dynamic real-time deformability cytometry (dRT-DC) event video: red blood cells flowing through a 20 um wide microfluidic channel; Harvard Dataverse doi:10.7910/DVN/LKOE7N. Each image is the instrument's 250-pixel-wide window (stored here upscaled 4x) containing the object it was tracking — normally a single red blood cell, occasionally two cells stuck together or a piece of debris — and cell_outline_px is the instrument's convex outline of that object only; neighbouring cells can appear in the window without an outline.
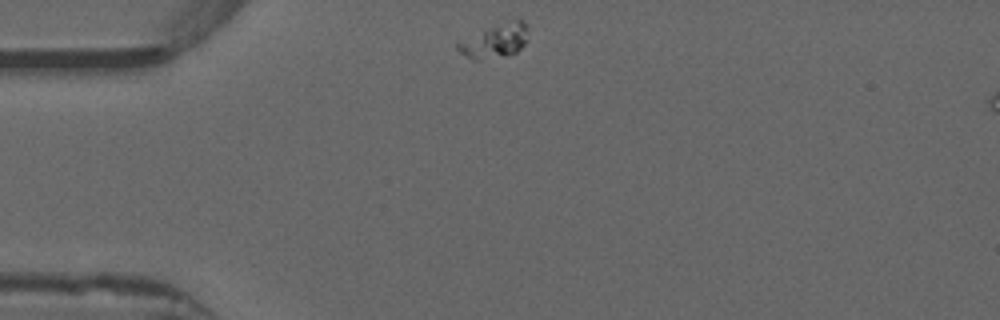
{"species": "common noctule bat (a hibernating species)", "species_latin": "Nyctalus noctula", "temperature_condition": "warm", "stored_images_in_passage": 43, "camera_frame_rate_fps": 3000, "um_per_image_px": 0.085, "animal": {"sex": "male", "forearm_length_mm": 52.5}, "frame": {"image": 1, "passage_image": 1, "time_ms": 0.0, "image_size_px": [1000, 320], "cell_outline_px": [[528, 40], [516, 52], [504, 56], [476, 60], [472, 60], [460, 52], [456, 48], [456, 44], [496, 24], [516, 20], [524, 20], [528, 32]], "centroid_in_image_um": [42.11, 3.49], "position_along_channel_um": 42.9, "area_um2": 13.53}}
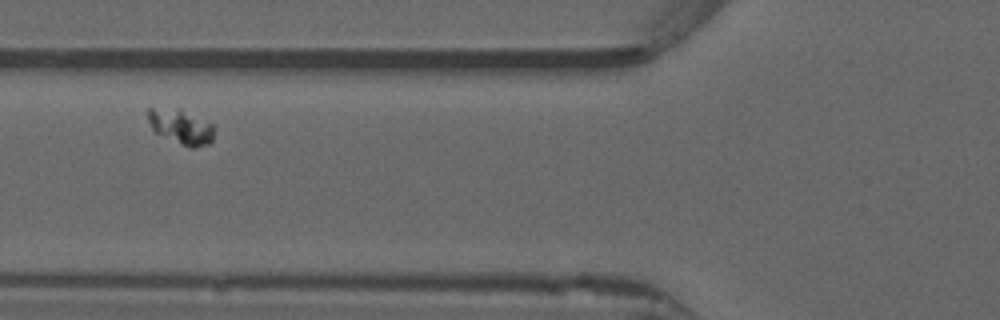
{"frame": {"image": 2, "passage_image": 9, "time_ms": 2.667, "image_size_px": [1000, 320], "cell_outline_px": [[212, 140], [208, 144], [192, 148], [188, 148], [156, 132], [152, 128], [144, 112], [148, 108], [180, 108], [212, 124]], "centroid_in_image_um": [15.32, 10.75], "position_along_channel_um": 110.5, "area_um2": 13.35}}
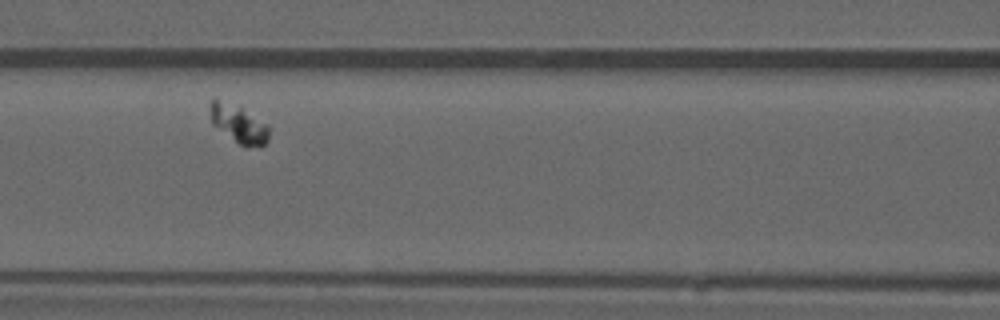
{"frame": {"image": 3, "passage_image": 12, "time_ms": 3.667, "image_size_px": [1000, 320], "cell_outline_px": [[268, 140], [264, 144], [240, 144], [212, 124], [208, 104], [212, 100], [216, 100], [240, 108], [264, 124], [268, 128]], "centroid_in_image_um": [20.21, 10.52], "position_along_channel_um": 146.4, "area_um2": 11.85}}